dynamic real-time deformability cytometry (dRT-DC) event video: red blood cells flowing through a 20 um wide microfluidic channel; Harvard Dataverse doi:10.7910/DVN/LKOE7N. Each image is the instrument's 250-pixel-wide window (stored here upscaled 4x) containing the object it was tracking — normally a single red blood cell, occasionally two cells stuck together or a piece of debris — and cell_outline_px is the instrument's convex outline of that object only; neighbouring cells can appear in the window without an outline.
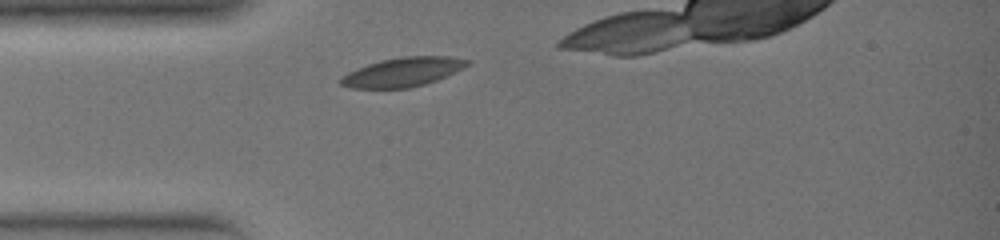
{"species": "common noctule bat (a hibernating species)", "species_latin": "Nyctalus noctula", "temperature_condition": "warm", "stored_images_in_passage": 14, "camera_frame_rate_fps": 3000, "um_per_image_px": 0.085, "animal": {"sex": "female", "body_mass_g": 19.0, "forearm_length_mm": 51.5}, "frame": {"image": 1, "passage_image": 3, "time_ms": 0.667, "image_size_px": [1000, 240], "cell_outline_px": [[472, 60], [468, 64], [436, 80], [424, 84], [408, 88], [352, 88], [340, 84], [340, 80], [348, 72], [356, 68], [380, 60], [404, 56], [448, 56]], "centroid_in_image_um": [34.2, 6.11], "position_along_channel_um": 50.8, "area_um2": 21.1}}
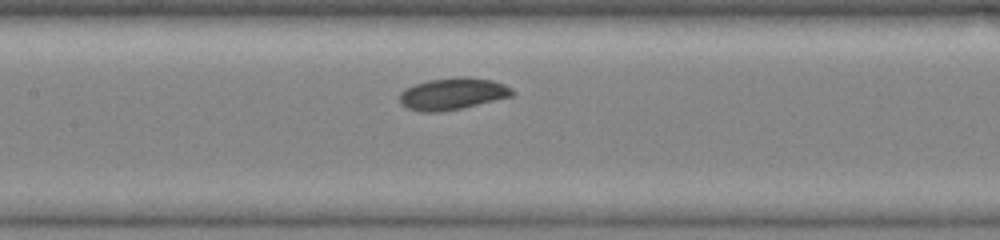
{"frame": {"image": 2, "passage_image": 10, "time_ms": 3.0, "image_size_px": [1000, 240], "cell_outline_px": [[516, 92], [512, 96], [460, 108], [440, 112], [420, 112], [408, 108], [400, 104], [400, 92], [404, 88], [412, 84], [428, 80], [456, 76], [468, 76], [492, 80], [504, 84], [512, 88]], "centroid_in_image_um": [38.45, 7.95], "position_along_channel_um": 169.0, "area_um2": 21.15}}
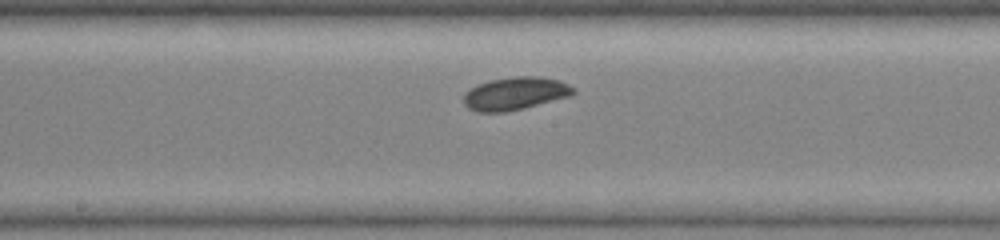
{"frame": {"image": 3, "passage_image": 12, "time_ms": 3.667, "image_size_px": [1000, 240], "cell_outline_px": [[576, 92], [572, 96], [524, 108], [504, 112], [476, 112], [468, 108], [464, 104], [464, 92], [476, 84], [488, 80], [516, 76], [540, 76], [560, 80], [576, 88]], "centroid_in_image_um": [43.81, 7.94], "position_along_channel_um": 204.4, "area_um2": 21.39}}